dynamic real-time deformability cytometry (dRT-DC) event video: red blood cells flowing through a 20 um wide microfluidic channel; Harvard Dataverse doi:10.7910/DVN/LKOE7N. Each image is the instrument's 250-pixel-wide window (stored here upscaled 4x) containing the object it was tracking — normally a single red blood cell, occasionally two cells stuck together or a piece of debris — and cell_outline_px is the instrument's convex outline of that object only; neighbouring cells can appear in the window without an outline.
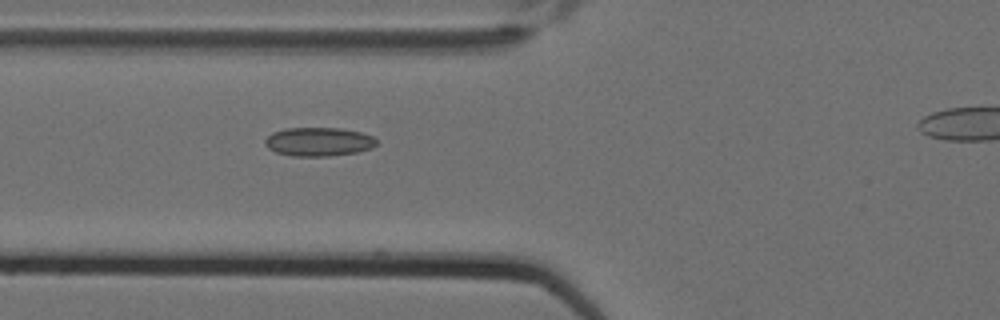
{"species": "Egyptian fruit bat (a non-hibernating species)", "species_latin": "Rousettus aegyptiacus", "temperature_condition": "cold", "stored_images_in_passage": 3, "segment_of_instrument_passage": [1, 2], "camera_frame_rate_fps": 3000, "um_per_image_px": 0.085, "animal": {"sex": "female"}, "frame": {"image": 1, "passage_image": 2, "time_ms": 0.333, "image_size_px": [1000, 320], "cell_outline_px": [[560, 296], [372, 272], [380, 268], [384, 268], [492, 272], [532, 276], [548, 284], [560, 292]], "centroid_in_image_um": [40.71, 23.75], "position_along_channel_um": 85.1, "area_um2": 15.2}}